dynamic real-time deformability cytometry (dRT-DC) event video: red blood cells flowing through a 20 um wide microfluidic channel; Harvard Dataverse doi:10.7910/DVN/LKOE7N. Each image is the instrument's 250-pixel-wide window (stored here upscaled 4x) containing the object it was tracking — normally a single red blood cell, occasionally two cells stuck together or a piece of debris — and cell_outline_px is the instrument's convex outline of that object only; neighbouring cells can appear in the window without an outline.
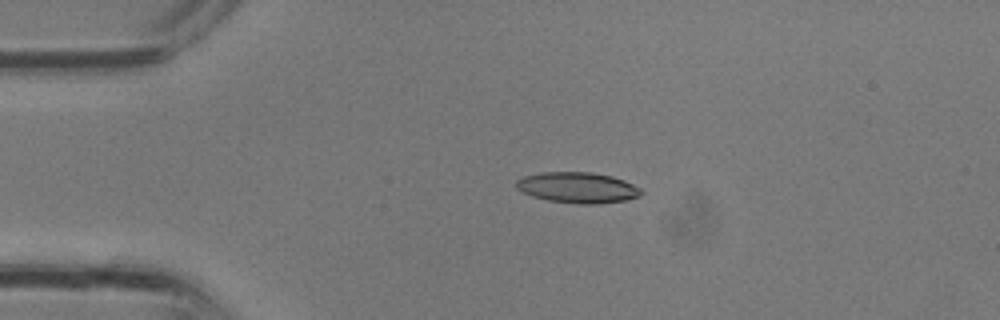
{"species": "common noctule bat (a hibernating species)", "species_latin": "Nyctalus noctula", "temperature_condition": "room temperature", "stored_images_in_passage": 3, "camera_frame_rate_fps": 3000, "um_per_image_px": 0.085, "animal": {"sex": "male", "body_mass_g": 13.3}, "frame": {"image": 1, "passage_image": 2, "time_ms": 0.333, "image_size_px": [1000, 320], "cell_outline_px": [[644, 192], [640, 196], [624, 200], [596, 204], [580, 204], [548, 200], [532, 196], [520, 192], [516, 188], [516, 180], [524, 176], [540, 172], [592, 172], [612, 176], [624, 180], [640, 188]], "centroid_in_image_um": [49.08, 15.94], "position_along_channel_um": 35.9, "area_um2": 22.48}}